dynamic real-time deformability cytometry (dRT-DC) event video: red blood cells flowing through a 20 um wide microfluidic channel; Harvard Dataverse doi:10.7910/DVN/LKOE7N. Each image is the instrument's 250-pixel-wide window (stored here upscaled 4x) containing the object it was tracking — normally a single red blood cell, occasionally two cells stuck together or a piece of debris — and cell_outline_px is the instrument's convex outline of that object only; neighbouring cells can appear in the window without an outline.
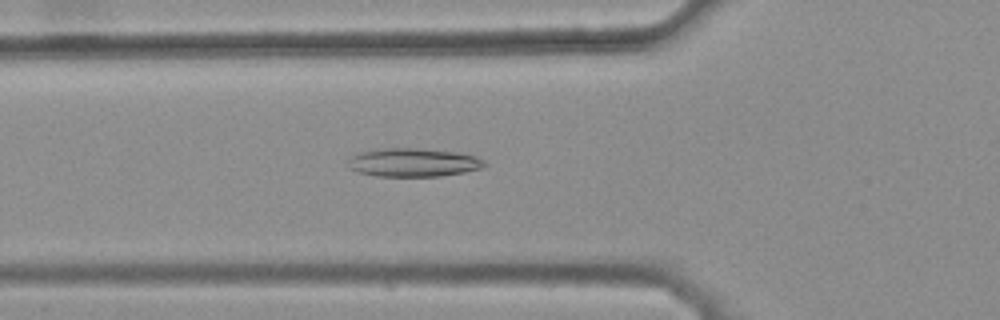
{"species": "common noctule bat (a hibernating species)", "species_latin": "Nyctalus noctula", "temperature_condition": "warm", "stored_images_in_passage": 44, "camera_frame_rate_fps": 3000, "um_per_image_px": 0.085, "animal": {"sex": "female", "body_mass_g": 25.1}, "frame": {"image": 1, "passage_image": 17, "time_ms": 5.333, "image_size_px": [1000, 320], "cell_outline_px": [[488, 164], [484, 168], [464, 172], [440, 176], [376, 176], [360, 172], [348, 168], [348, 156], [356, 152], [376, 148], [416, 148], [456, 152], [476, 156], [484, 160]], "centroid_in_image_um": [35.09, 13.8], "position_along_channel_um": 90.7, "area_um2": 23.0}}
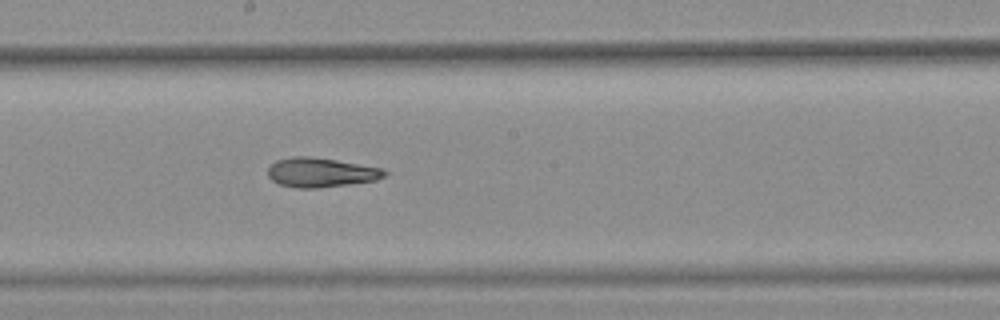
{"frame": {"image": 2, "passage_image": 27, "time_ms": 8.667, "image_size_px": [1000, 320], "cell_outline_px": [[388, 172], [384, 176], [376, 180], [348, 184], [316, 188], [296, 188], [280, 184], [272, 180], [268, 176], [268, 168], [276, 160], [292, 156], [308, 156], [336, 160], [380, 168]], "centroid_in_image_um": [27.24, 14.66], "position_along_channel_um": 221.0, "area_um2": 19.77}}
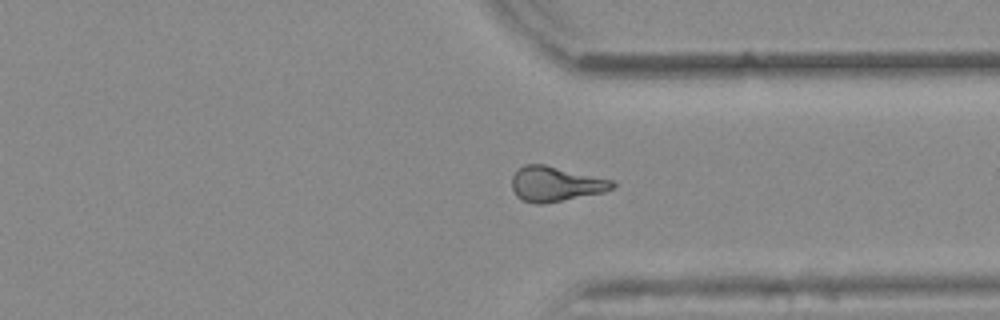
{"frame": {"image": 3, "passage_image": 38, "time_ms": 12.333, "image_size_px": [1000, 320], "cell_outline_px": [[616, 184], [612, 188], [604, 192], [544, 204], [536, 204], [524, 200], [516, 196], [512, 188], [512, 176], [524, 164], [544, 164], [612, 180]], "centroid_in_image_um": [47.21, 15.64], "position_along_channel_um": 364.2, "area_um2": 20.29}, "authors_computed_cell_mechanics": {"area_um2": 20.519, "velocity_mm_per_s": 3.8989, "shape_relaxation_time_tau1_ms": null, "shape_relaxation_time_tau2_ms": 5.0, "deformation_change_tau1": null, "deformation_change_tau2": 0.1397}}